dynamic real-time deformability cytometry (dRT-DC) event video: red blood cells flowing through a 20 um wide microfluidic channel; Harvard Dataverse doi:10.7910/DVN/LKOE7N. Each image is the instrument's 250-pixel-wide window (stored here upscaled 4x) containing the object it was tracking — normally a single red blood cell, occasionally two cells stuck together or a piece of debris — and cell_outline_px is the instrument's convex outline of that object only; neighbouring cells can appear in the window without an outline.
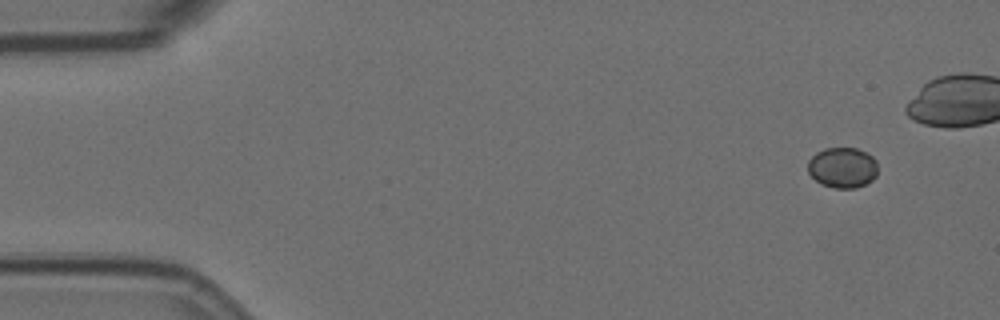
{"species": "Egyptian fruit bat (a non-hibernating species)", "species_latin": "Rousettus aegyptiacus", "temperature_condition": "room temperature", "stored_images_in_passage": 54, "camera_frame_rate_fps": 3000, "um_per_image_px": 0.085, "animal": {"sex": "female"}, "frame": {"image": 1, "passage_image": 1, "time_ms": 0.0, "image_size_px": [1000, 320], "cell_outline_px": [[876, 176], [872, 180], [856, 188], [836, 188], [824, 184], [816, 180], [808, 172], [808, 160], [816, 152], [824, 148], [856, 148], [872, 156], [876, 160]], "centroid_in_image_um": [71.61, 14.23], "position_along_channel_um": 13.4, "area_um2": 16.36}}
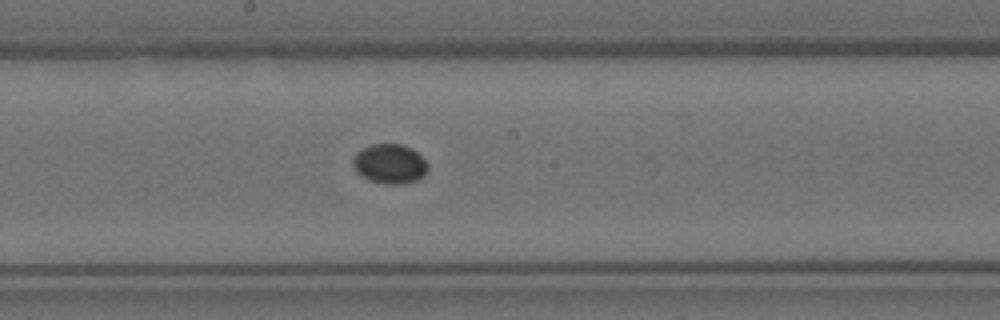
{"frame": {"image": 2, "passage_image": 27, "time_ms": 8.667, "image_size_px": [1000, 320], "cell_outline_px": [[428, 168], [424, 176], [416, 180], [404, 184], [384, 184], [368, 180], [356, 172], [352, 164], [352, 156], [356, 152], [372, 144], [400, 144], [412, 148], [428, 164]], "centroid_in_image_um": [33.1, 13.94], "position_along_channel_um": 215.1, "area_um2": 17.4}}
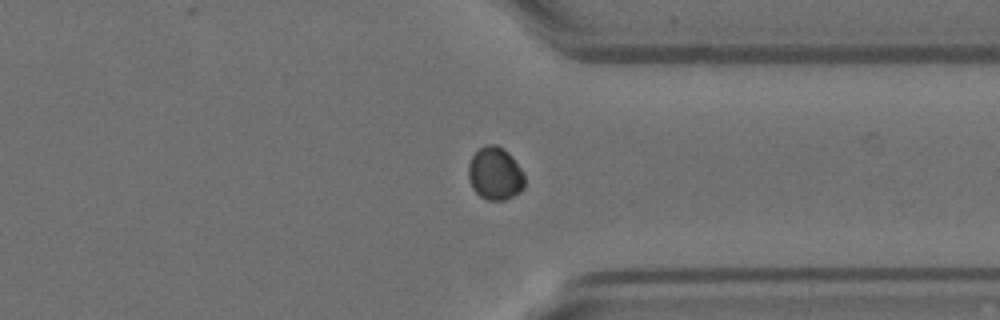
{"frame": {"image": 3, "passage_image": 40, "time_ms": 13.0, "image_size_px": [1000, 320], "cell_outline_px": [[524, 188], [520, 192], [504, 200], [488, 200], [480, 196], [472, 188], [468, 176], [468, 164], [472, 156], [484, 144], [496, 144], [504, 148], [512, 156], [520, 168], [524, 176]], "centroid_in_image_um": [42.07, 14.74], "position_along_channel_um": 369.3, "area_um2": 17.4}}